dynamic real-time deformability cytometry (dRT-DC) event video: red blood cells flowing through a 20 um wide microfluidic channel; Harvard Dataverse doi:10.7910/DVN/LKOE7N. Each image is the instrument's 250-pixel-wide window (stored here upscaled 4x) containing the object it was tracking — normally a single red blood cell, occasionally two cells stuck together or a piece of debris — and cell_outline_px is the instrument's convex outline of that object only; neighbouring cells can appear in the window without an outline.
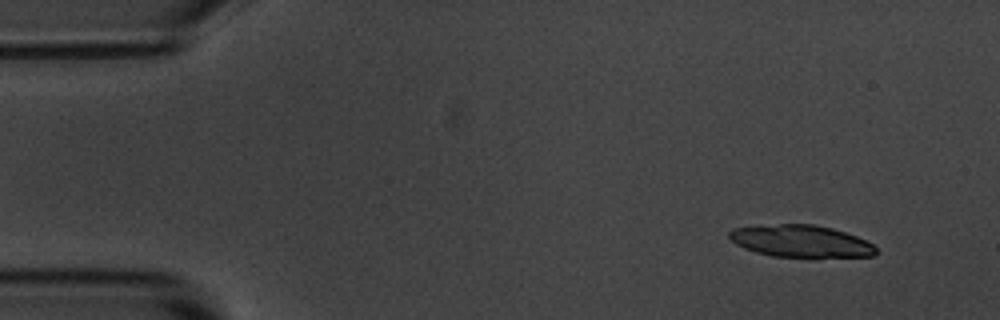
{"species": "common noctule bat (a hibernating species)", "species_latin": "Nyctalus noctula", "temperature_condition": "room temperature", "stored_images_in_passage": 4, "camera_frame_rate_fps": 3000, "um_per_image_px": 0.085, "animal": {"sex": "male", "body_mass_g": 20.1, "forearm_length_mm": 53.5}, "frame": {"image": 1, "passage_image": 1, "time_ms": 0.0, "image_size_px": [1000, 320], "cell_outline_px": [[876, 256], [772, 256], [756, 252], [744, 248], [736, 244], [728, 236], [728, 232], [732, 228], [780, 224], [812, 224], [832, 228], [856, 236], [872, 244], [876, 248]], "centroid_in_image_um": [68.04, 20.48], "position_along_channel_um": 17.0, "area_um2": 26.93}}